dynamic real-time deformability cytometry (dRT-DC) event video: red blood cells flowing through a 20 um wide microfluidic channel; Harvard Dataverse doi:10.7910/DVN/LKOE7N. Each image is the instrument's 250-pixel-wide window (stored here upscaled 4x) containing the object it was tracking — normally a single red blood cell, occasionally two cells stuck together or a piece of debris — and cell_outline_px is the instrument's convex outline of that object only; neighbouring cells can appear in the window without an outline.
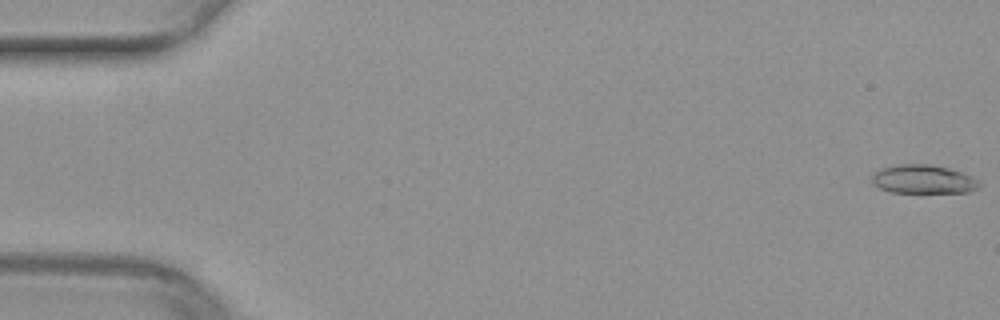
{"species": "common noctule bat (a hibernating species)", "species_latin": "Nyctalus noctula", "temperature_condition": "warm", "stored_images_in_passage": 51, "camera_frame_rate_fps": 3000, "um_per_image_px": 0.085, "animal": {"sex": "female", "body_mass_g": 29.2, "forearm_length_mm": 56.3}, "frame": {"image": 1, "passage_image": 1, "time_ms": 0.0, "image_size_px": [1000, 320], "cell_outline_px": [[980, 188], [968, 192], [892, 192], [880, 188], [872, 184], [872, 172], [880, 168], [896, 164], [932, 164], [948, 168], [972, 176], [980, 180]], "centroid_in_image_um": [78.47, 15.23], "position_along_channel_um": 6.5, "area_um2": 18.15}}
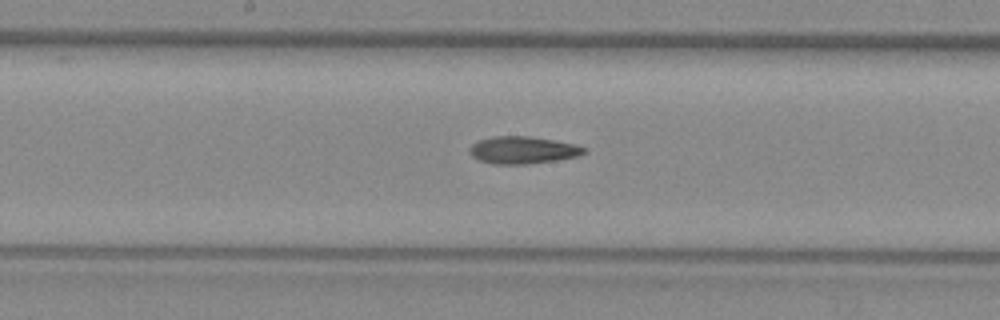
{"frame": {"image": 2, "passage_image": 27, "time_ms": 8.667, "image_size_px": [1000, 320], "cell_outline_px": [[588, 152], [580, 156], [556, 160], [528, 164], [492, 164], [480, 160], [472, 156], [468, 152], [468, 148], [472, 144], [480, 140], [492, 136], [528, 136], [552, 140], [572, 144], [588, 148]], "centroid_in_image_um": [44.44, 12.76], "position_along_channel_um": 203.8, "area_um2": 18.26}}
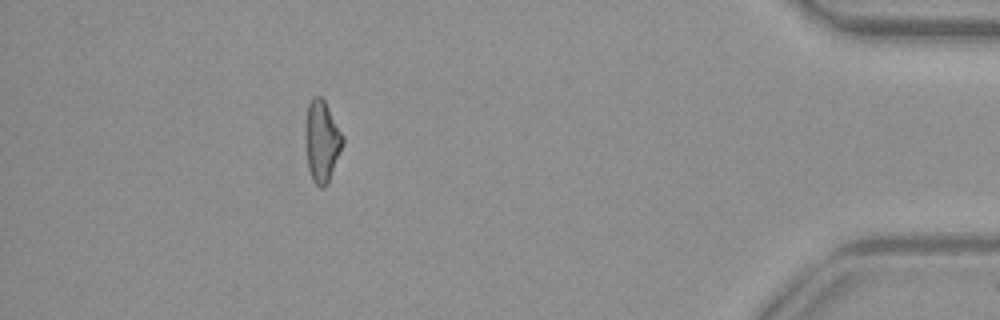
{"frame": {"image": 3, "passage_image": 46, "time_ms": 15.0, "image_size_px": [1000, 320], "cell_outline_px": [[344, 144], [328, 184], [324, 188], [320, 188], [312, 180], [308, 168], [304, 140], [304, 132], [308, 104], [316, 96], [320, 96], [324, 100], [344, 136]], "centroid_in_image_um": [27.35, 12.05], "position_along_channel_um": 407.8, "area_um2": 18.03}}